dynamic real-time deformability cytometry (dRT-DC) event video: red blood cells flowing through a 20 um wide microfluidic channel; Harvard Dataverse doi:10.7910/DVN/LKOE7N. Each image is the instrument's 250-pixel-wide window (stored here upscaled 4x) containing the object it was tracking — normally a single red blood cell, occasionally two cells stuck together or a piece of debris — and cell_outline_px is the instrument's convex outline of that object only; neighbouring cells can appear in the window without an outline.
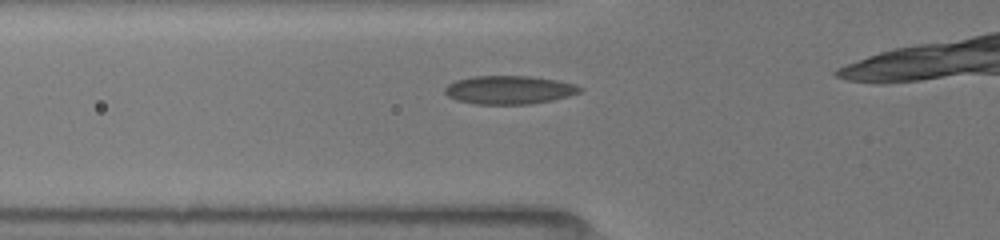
{"species": "common noctule bat (a hibernating species)", "species_latin": "Nyctalus noctula", "temperature_condition": "room temperature", "stored_images_in_passage": 3, "camera_frame_rate_fps": 3000, "um_per_image_px": 0.085, "animal": {"sex": "female", "body_mass_g": 19.5, "forearm_length_mm": 54.1}, "frame": {"image": 1, "passage_image": 2, "time_ms": 0.667, "image_size_px": [1000, 240], "cell_outline_px": [[584, 88], [580, 92], [568, 96], [552, 100], [528, 104], [476, 104], [456, 100], [448, 96], [444, 92], [444, 88], [448, 84], [456, 80], [472, 76], [528, 76], [556, 80], [576, 84]], "centroid_in_image_um": [43.27, 7.64], "position_along_channel_um": 82.5, "area_um2": 22.37}}